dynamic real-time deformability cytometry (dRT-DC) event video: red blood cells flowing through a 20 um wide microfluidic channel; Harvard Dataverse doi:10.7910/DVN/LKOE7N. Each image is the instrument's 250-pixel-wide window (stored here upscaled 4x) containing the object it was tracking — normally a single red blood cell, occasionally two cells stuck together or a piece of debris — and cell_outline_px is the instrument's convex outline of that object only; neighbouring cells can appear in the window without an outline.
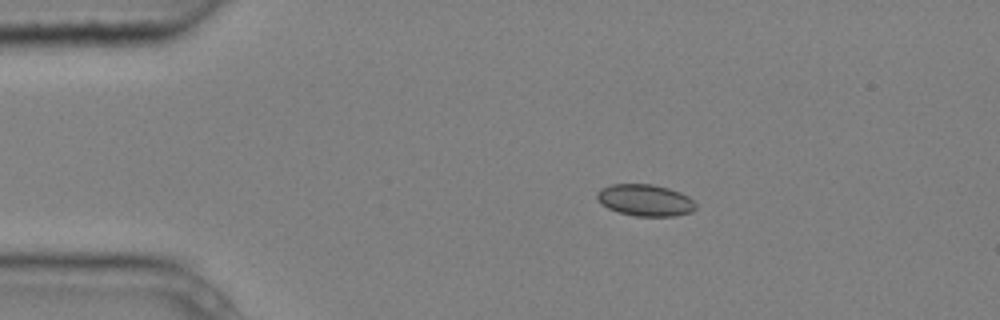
{"species": "common noctule bat (a hibernating species)", "species_latin": "Nyctalus noctula", "temperature_condition": "cold", "stored_images_in_passage": 5, "camera_frame_rate_fps": 3000, "um_per_image_px": 0.085, "animal": {"sex": "male", "body_mass_g": 20.4}, "frame": {"image": 1, "passage_image": 1, "time_ms": 0.0, "image_size_px": [1000, 320], "cell_outline_px": [[696, 208], [692, 212], [676, 216], [636, 216], [620, 212], [608, 208], [596, 200], [596, 192], [600, 188], [612, 184], [652, 184], [668, 188], [680, 192], [688, 196], [696, 204]], "centroid_in_image_um": [54.83, 17.01], "position_along_channel_um": 30.2, "area_um2": 18.32}}
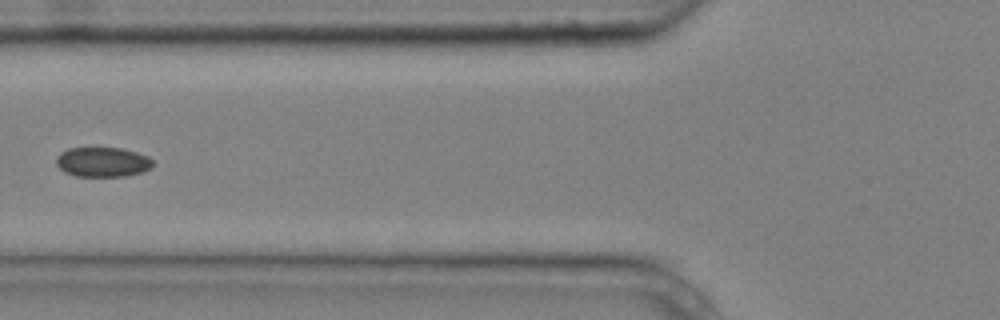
{"frame": {"image": 2, "passage_image": 4, "time_ms": 1.0, "image_size_px": [1000, 320], "cell_outline_px": [[152, 168], [140, 172], [124, 176], [76, 176], [64, 172], [56, 164], [56, 156], [60, 152], [68, 148], [120, 148], [136, 152], [148, 156], [152, 160]], "centroid_in_image_um": [8.69, 13.77], "position_along_channel_um": 117.1, "area_um2": 16.7}}
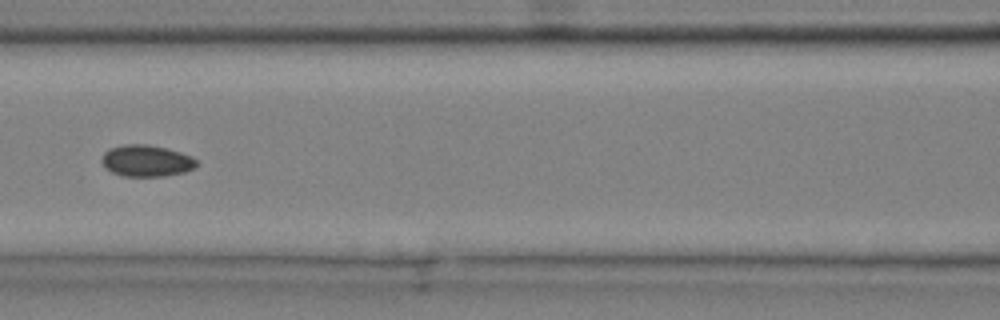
{"frame": {"image": 3, "passage_image": 5, "time_ms": 1.333, "image_size_px": [1000, 320], "cell_outline_px": [[196, 168], [184, 172], [164, 176], [120, 176], [104, 168], [100, 160], [104, 152], [108, 148], [124, 144], [148, 144], [180, 152], [192, 156], [196, 160]], "centroid_in_image_um": [12.4, 13.67], "position_along_channel_um": 154.2, "area_um2": 17.63}}